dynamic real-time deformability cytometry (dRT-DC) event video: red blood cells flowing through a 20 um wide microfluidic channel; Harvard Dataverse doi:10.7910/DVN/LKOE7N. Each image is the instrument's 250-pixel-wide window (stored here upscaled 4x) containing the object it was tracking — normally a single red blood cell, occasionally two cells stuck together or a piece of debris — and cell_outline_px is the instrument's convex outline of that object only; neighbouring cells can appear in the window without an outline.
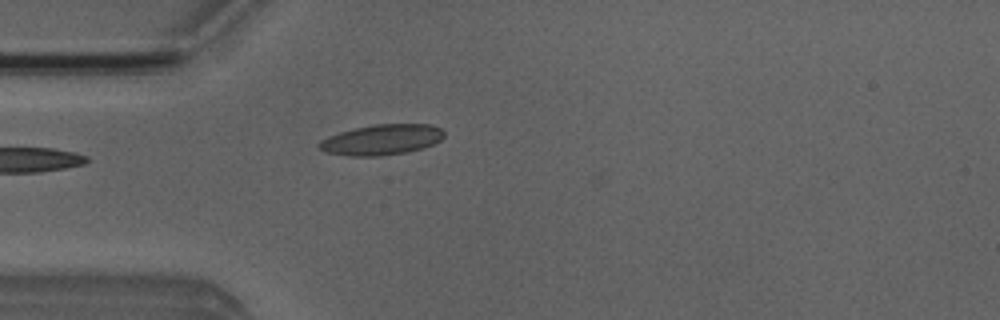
{"species": "Egyptian fruit bat (a non-hibernating species)", "species_latin": "Rousettus aegyptiacus", "temperature_condition": "room temperature", "stored_images_in_passage": 1, "camera_frame_rate_fps": 3000, "um_per_image_px": 0.085, "animal": {"sex": "male"}, "frame": {"image": 1, "passage_image": 1, "time_ms": 0.0, "image_size_px": [1000, 320], "cell_outline_px": [[444, 136], [440, 140], [424, 148], [408, 152], [380, 156], [348, 156], [324, 152], [316, 144], [320, 140], [328, 136], [352, 128], [372, 124], [432, 124], [440, 128], [444, 132]], "centroid_in_image_um": [32.42, 11.87], "position_along_channel_um": 52.6, "area_um2": 22.48}}